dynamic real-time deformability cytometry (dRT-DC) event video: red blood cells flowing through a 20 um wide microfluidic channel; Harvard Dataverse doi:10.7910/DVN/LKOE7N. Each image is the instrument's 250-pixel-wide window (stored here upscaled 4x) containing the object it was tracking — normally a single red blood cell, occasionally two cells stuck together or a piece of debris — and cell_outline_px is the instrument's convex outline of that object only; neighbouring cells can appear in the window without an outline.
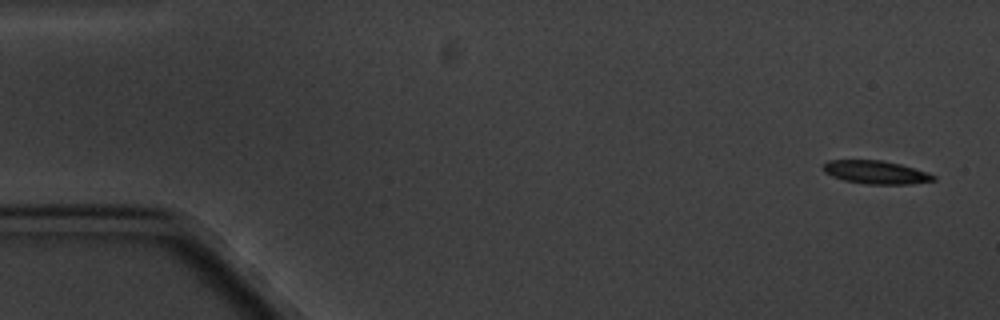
{"species": "common noctule bat (a hibernating species)", "species_latin": "Nyctalus noctula", "temperature_condition": "cold", "stored_images_in_passage": 5, "camera_frame_rate_fps": 3000, "um_per_image_px": 0.085, "animal": {"sex": "male", "body_mass_g": 20.1, "forearm_length_mm": 53.5}, "frame": {"image": 1, "passage_image": 1, "time_ms": 0.0, "image_size_px": [1000, 320], "cell_outline_px": [[936, 180], [912, 184], [868, 184], [844, 180], [832, 176], [824, 172], [820, 168], [828, 160], [880, 160], [900, 164], [928, 172], [936, 176]], "centroid_in_image_um": [74.44, 14.64], "position_along_channel_um": 10.6, "area_um2": 14.97}}
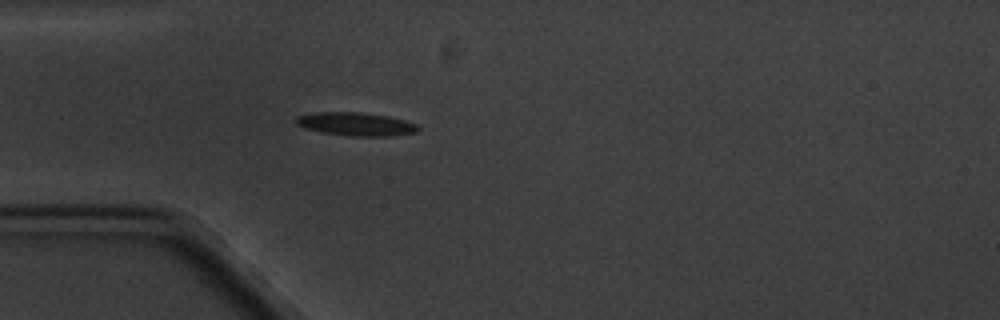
{"frame": {"image": 2, "passage_image": 5, "time_ms": 4.667, "image_size_px": [1000, 320], "cell_outline_px": [[420, 128], [416, 132], [392, 136], [352, 136], [320, 132], [304, 128], [296, 124], [296, 116], [316, 112], [360, 112], [388, 116], [404, 120], [416, 124]], "centroid_in_image_um": [30.24, 10.55], "position_along_channel_um": 54.8, "area_um2": 16.59}}